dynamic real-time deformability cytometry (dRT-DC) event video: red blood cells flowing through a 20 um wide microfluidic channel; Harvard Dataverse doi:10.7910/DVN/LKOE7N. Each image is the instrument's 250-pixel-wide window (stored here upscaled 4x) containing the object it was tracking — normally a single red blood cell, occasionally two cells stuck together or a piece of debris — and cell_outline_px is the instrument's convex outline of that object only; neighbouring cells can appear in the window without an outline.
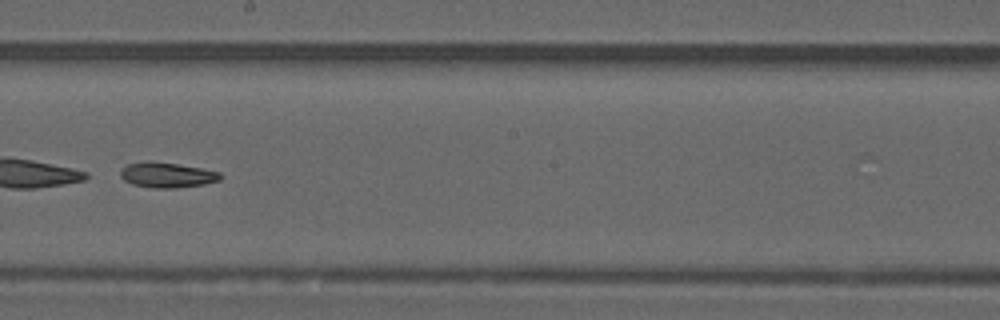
{"species": "common noctule bat (a hibernating species)", "species_latin": "Nyctalus noctula", "temperature_condition": "warm", "stored_images_in_passage": 48, "camera_frame_rate_fps": 3000, "um_per_image_px": 0.085, "animal": {"sex": "male", "forearm_length_mm": 52.5}, "frame": {"image": 1, "passage_image": 28, "time_ms": 9.0, "image_size_px": [1000, 320], "cell_outline_px": [[224, 176], [220, 180], [204, 184], [176, 188], [156, 188], [132, 184], [124, 180], [120, 176], [120, 168], [128, 164], [148, 160], [176, 164], [200, 168], [220, 172]], "centroid_in_image_um": [14.18, 14.87], "position_along_channel_um": 234.0, "area_um2": 14.74}}